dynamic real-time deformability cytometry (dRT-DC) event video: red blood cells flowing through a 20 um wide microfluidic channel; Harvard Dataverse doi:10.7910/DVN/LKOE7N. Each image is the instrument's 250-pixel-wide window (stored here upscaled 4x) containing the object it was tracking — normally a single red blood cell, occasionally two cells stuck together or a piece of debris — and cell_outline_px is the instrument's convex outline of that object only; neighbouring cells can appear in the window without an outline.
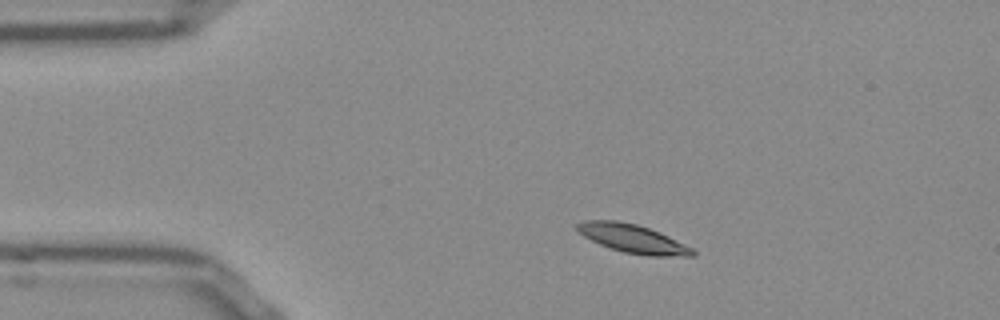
{"species": "Egyptian fruit bat (a non-hibernating species)", "species_latin": "Rousettus aegyptiacus", "temperature_condition": "room temperature", "stored_images_in_passage": 44, "camera_frame_rate_fps": 3000, "um_per_image_px": 0.085, "frame": {"image": 1, "passage_image": 1, "time_ms": 0.0, "image_size_px": [1000, 320], "cell_outline_px": [[696, 256], [648, 256], [624, 252], [600, 244], [584, 236], [576, 228], [576, 224], [584, 220], [616, 220], [636, 224], [648, 228], [668, 236], [692, 248], [696, 252]], "centroid_in_image_um": [53.79, 20.28], "position_along_channel_um": 31.2, "area_um2": 18.9}}
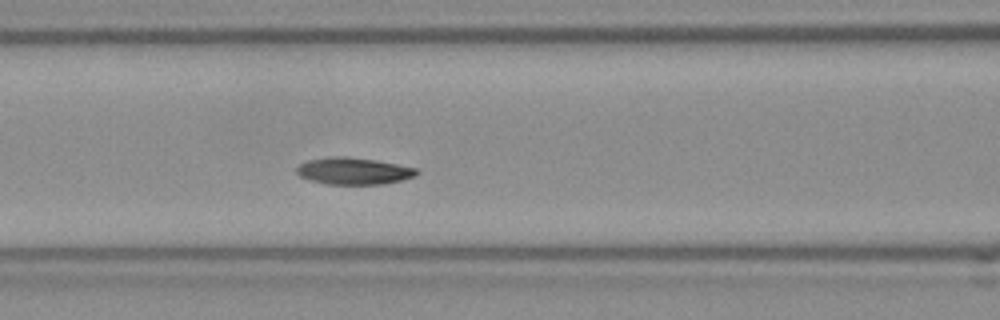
{"frame": {"image": 2, "passage_image": 13, "time_ms": 4.0, "image_size_px": [1000, 320], "cell_outline_px": [[420, 172], [416, 176], [404, 180], [380, 184], [324, 184], [308, 180], [300, 176], [296, 172], [296, 168], [300, 164], [308, 160], [332, 156], [348, 156], [376, 160], [416, 168]], "centroid_in_image_um": [30.05, 14.54], "position_along_channel_um": 136.5, "area_um2": 18.96}}
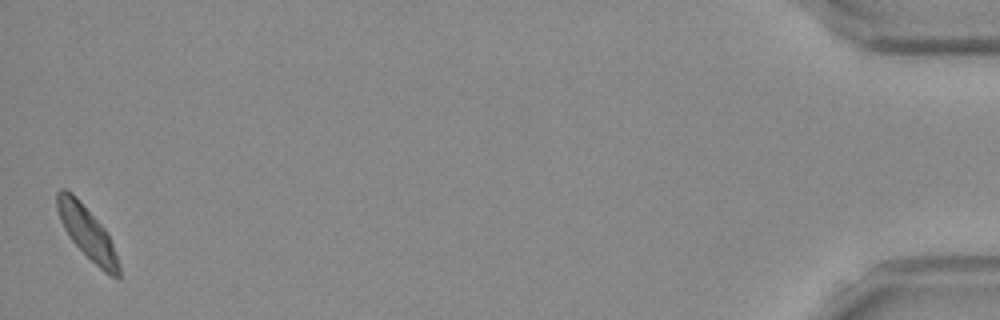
{"frame": {"image": 3, "passage_image": 44, "time_ms": 14.333, "image_size_px": [1000, 320], "cell_outline_px": [[120, 276], [112, 276], [104, 272], [68, 236], [60, 220], [56, 208], [56, 192], [60, 188], [64, 188], [72, 192], [76, 196], [104, 228], [112, 244], [120, 268]], "centroid_in_image_um": [7.35, 19.7], "position_along_channel_um": 427.8, "area_um2": 18.38}, "authors_computed_cell_mechanics": {"area_um2": 18.9006, "velocity_mm_per_s": 3.7621, "shape_relaxation_time_tau1_ms": 5.2617, "shape_relaxation_time_tau2_ms": 3.8484, "deformation_change_tau1": 0.1119, "deformation_change_tau2": 0.0743}}